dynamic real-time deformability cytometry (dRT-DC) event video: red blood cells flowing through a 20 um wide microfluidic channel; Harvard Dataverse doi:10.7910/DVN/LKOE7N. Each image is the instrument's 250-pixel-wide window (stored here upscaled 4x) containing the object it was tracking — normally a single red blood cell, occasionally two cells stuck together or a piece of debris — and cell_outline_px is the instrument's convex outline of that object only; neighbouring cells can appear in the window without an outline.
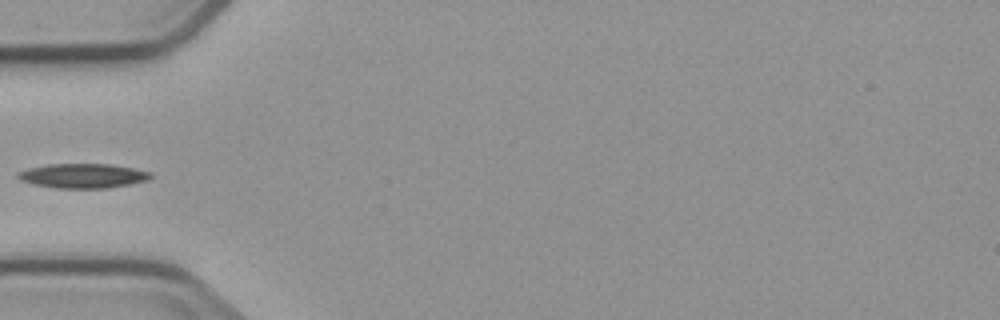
{"species": "common noctule bat (a hibernating species)", "species_latin": "Nyctalus noctula", "temperature_condition": "cold", "stored_images_in_passage": 5, "camera_frame_rate_fps": 3000, "um_per_image_px": 0.085, "animal": {"sex": "male", "body_mass_g": 23.1, "forearm_length_mm": 52.7}, "frame": {"image": 1, "passage_image": 5, "time_ms": 5.667, "image_size_px": [1000, 320], "cell_outline_px": [[152, 176], [148, 180], [108, 188], [56, 188], [36, 184], [20, 180], [16, 176], [16, 172], [28, 168], [48, 164], [108, 164], [132, 168], [152, 172]], "centroid_in_image_um": [7.03, 14.94], "position_along_channel_um": 78.0, "area_um2": 18.84}}